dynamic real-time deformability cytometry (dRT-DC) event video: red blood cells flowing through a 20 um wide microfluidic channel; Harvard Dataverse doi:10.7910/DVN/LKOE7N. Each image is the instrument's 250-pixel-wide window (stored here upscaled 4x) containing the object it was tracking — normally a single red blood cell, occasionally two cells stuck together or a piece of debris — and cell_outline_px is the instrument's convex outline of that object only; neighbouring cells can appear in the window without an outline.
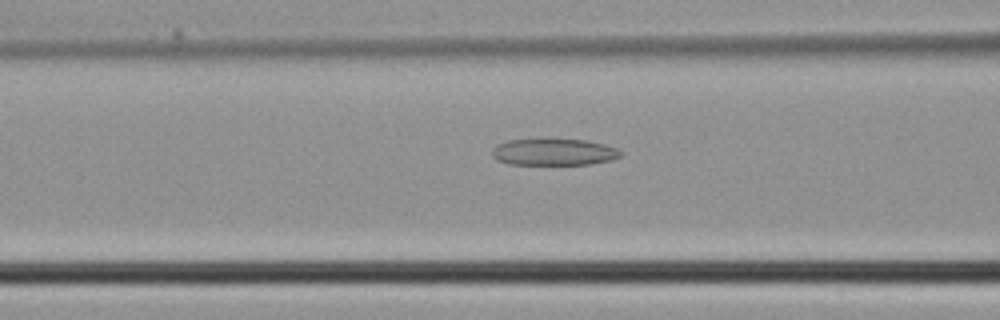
{"species": "common noctule bat (a hibernating species)", "species_latin": "Nyctalus noctula", "temperature_condition": "cold", "stored_images_in_passage": 4, "segment_of_instrument_passage": [2, 2], "camera_frame_rate_fps": 3000, "um_per_image_px": 0.085, "animal": {"sex": "male", "body_mass_g": 21.5, "forearm_length_mm": 52.0}, "frame": {"image": 1, "passage_image": 4, "time_ms": 1.0, "image_size_px": [1000, 320], "cell_outline_px": [[624, 152], [620, 156], [612, 160], [588, 164], [508, 164], [496, 160], [492, 156], [492, 148], [496, 144], [508, 140], [588, 140], [604, 144], [616, 148]], "centroid_in_image_um": [47.07, 12.93], "position_along_channel_um": 119.5, "area_um2": 19.88}}